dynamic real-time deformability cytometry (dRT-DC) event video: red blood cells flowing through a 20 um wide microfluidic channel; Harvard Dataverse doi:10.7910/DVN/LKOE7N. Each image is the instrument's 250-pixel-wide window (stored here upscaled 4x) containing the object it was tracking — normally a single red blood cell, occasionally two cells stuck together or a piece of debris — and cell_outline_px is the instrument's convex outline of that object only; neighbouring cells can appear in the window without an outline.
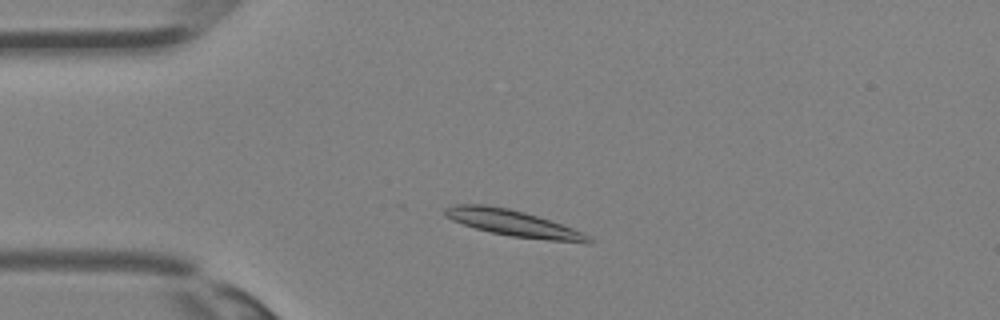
{"species": "Egyptian fruit bat (a non-hibernating species)", "species_latin": "Rousettus aegyptiacus", "temperature_condition": "room temperature", "stored_images_in_passage": 15, "camera_frame_rate_fps": 3000, "um_per_image_px": 0.085, "animal": {"sex": "female"}, "frame": {"image": 1, "passage_image": 5, "time_ms": 1.333, "image_size_px": [1000, 320], "cell_outline_px": [[592, 244], [584, 244], [512, 236], [492, 232], [476, 228], [452, 220], [444, 216], [444, 208], [456, 204], [488, 204], [508, 208], [524, 212], [572, 228], [588, 236], [592, 240]], "centroid_in_image_um": [43.62, 18.97], "position_along_channel_um": 41.4, "area_um2": 21.73}}
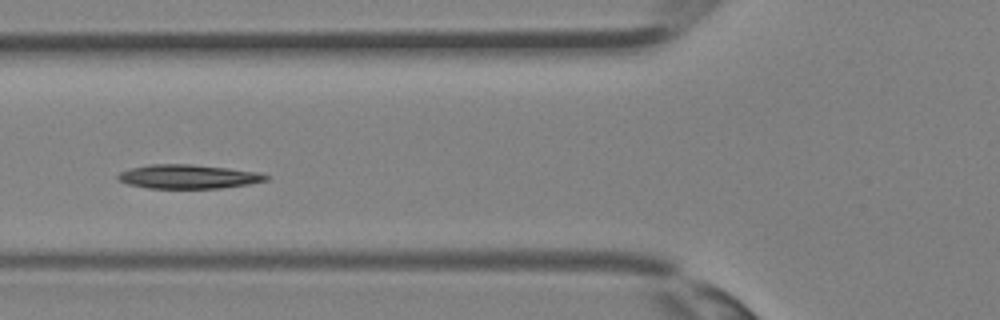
{"frame": {"image": 2, "passage_image": 10, "time_ms": 3.0, "image_size_px": [1000, 320], "cell_outline_px": [[272, 176], [268, 180], [248, 184], [220, 188], [148, 188], [128, 184], [120, 180], [116, 176], [120, 172], [132, 168], [148, 164], [188, 164], [228, 168], [260, 172]], "centroid_in_image_um": [16.04, 15.01], "position_along_channel_um": 109.8, "area_um2": 20.69}}
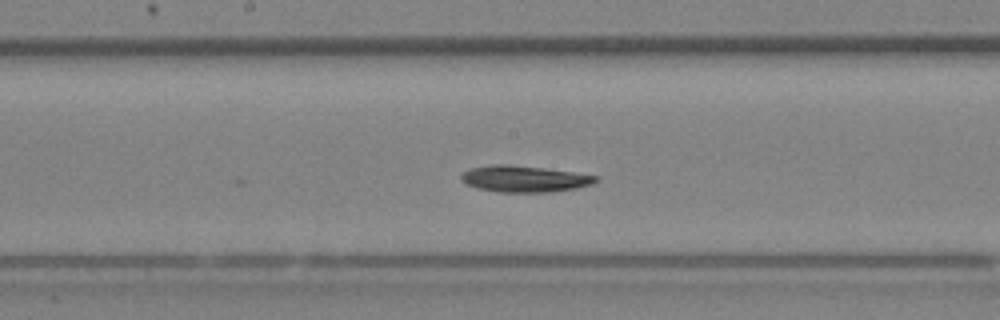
{"frame": {"image": 3, "passage_image": 15, "time_ms": 4.667, "image_size_px": [1000, 320], "cell_outline_px": [[600, 180], [592, 184], [576, 188], [552, 192], [500, 192], [476, 188], [460, 180], [460, 176], [464, 172], [472, 168], [496, 164], [508, 164], [544, 168], [572, 172], [596, 176]], "centroid_in_image_um": [44.57, 15.21], "position_along_channel_um": 203.6, "area_um2": 20.58}}